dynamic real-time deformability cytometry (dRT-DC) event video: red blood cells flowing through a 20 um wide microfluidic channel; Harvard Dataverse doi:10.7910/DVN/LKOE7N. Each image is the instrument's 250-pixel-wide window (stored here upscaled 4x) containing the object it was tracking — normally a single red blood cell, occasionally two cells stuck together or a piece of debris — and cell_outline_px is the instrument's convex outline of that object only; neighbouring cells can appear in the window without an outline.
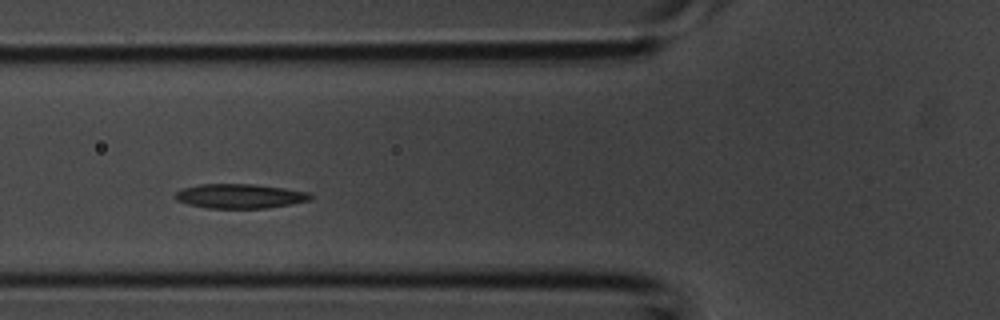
{"species": "common noctule bat (a hibernating species)", "species_latin": "Nyctalus noctula", "temperature_condition": "room temperature", "stored_images_in_passage": 4, "camera_frame_rate_fps": 3000, "um_per_image_px": 0.085, "animal": {"sex": "male", "body_mass_g": 20.1, "forearm_length_mm": 53.5}, "frame": {"image": 1, "passage_image": 4, "time_ms": 1.0, "image_size_px": [1000, 320], "cell_outline_px": [[312, 200], [292, 204], [264, 208], [208, 208], [188, 204], [176, 200], [172, 196], [176, 192], [184, 188], [200, 184], [256, 184], [284, 188], [308, 192], [312, 196]], "centroid_in_image_um": [20.39, 16.67], "position_along_channel_um": 105.4, "area_um2": 19.31}}